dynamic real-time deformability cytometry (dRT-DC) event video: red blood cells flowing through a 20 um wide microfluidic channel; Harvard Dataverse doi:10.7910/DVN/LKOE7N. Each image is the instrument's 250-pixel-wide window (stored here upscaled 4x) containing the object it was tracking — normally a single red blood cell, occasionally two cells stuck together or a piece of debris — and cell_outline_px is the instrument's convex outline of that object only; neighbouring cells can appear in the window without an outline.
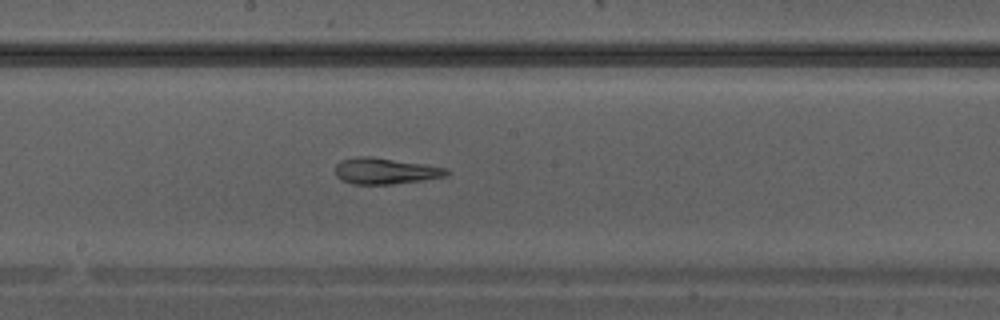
{"species": "Egyptian fruit bat (a non-hibernating species)", "species_latin": "Rousettus aegyptiacus", "temperature_condition": "warm", "stored_images_in_passage": 30, "camera_frame_rate_fps": 3000, "um_per_image_px": 0.085, "animal": {"sex": "male"}, "frame": {"image": 1, "passage_image": 13, "time_ms": 4.0, "image_size_px": [1000, 320], "cell_outline_px": [[452, 172], [448, 176], [392, 184], [352, 184], [340, 180], [336, 176], [336, 164], [340, 160], [356, 156], [368, 156], [424, 164], [448, 168]], "centroid_in_image_um": [32.75, 14.53], "position_along_channel_um": 215.5, "area_um2": 17.05}}